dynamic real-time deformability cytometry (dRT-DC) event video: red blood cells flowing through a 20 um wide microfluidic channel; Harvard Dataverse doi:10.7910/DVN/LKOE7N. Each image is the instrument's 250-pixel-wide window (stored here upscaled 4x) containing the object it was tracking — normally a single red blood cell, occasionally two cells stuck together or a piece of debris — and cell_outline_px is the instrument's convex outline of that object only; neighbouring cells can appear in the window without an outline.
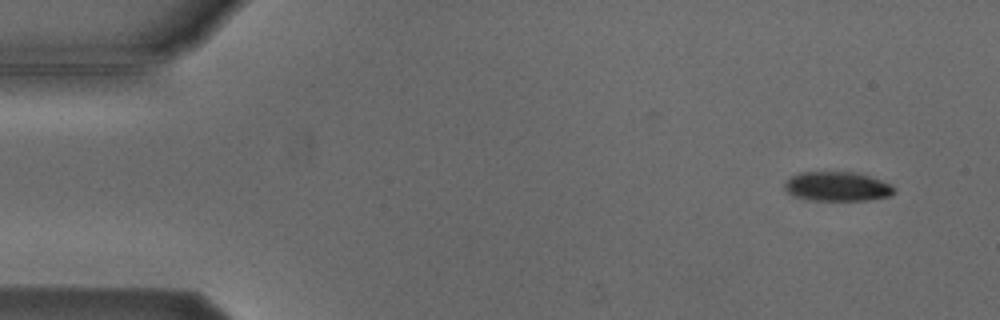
{"species": "Egyptian fruit bat (a non-hibernating species)", "species_latin": "Rousettus aegyptiacus", "temperature_condition": "cold", "stored_images_in_passage": 5, "segment_of_instrument_passage": [2, 2], "camera_frame_rate_fps": 3000, "um_per_image_px": 0.085, "animal": {"sex": "male"}, "frame": {"image": 1, "passage_image": 5, "time_ms": 4.667, "image_size_px": [1000, 320], "cell_outline_px": [[896, 192], [888, 196], [868, 200], [812, 200], [792, 196], [784, 188], [784, 184], [792, 176], [800, 172], [856, 172], [892, 184], [896, 188]], "centroid_in_image_um": [71.18, 15.85], "position_along_channel_um": 13.8, "area_um2": 18.73}}